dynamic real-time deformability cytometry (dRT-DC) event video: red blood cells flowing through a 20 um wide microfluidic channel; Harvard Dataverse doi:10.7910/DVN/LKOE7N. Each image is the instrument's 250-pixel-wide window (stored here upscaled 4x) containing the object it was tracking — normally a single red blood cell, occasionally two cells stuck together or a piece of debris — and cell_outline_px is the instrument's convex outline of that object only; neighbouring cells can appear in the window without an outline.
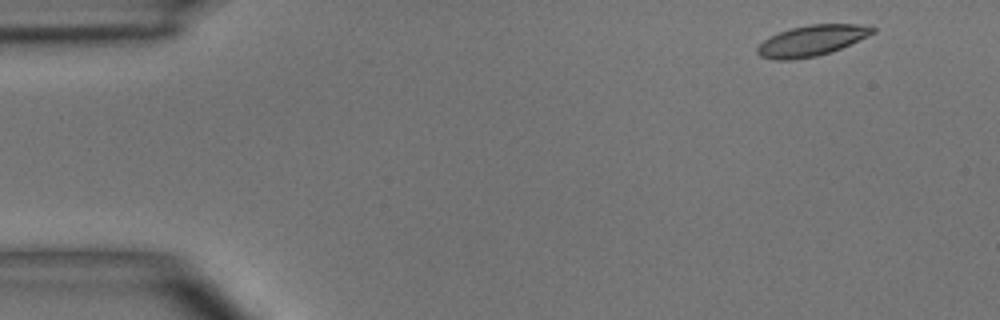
{"species": "common noctule bat (a hibernating species)", "species_latin": "Nyctalus noctula", "temperature_condition": "room temperature", "stored_images_in_passage": 3, "camera_frame_rate_fps": 3000, "um_per_image_px": 0.085, "animal": {"sex": "male", "body_mass_g": 15.6}, "frame": {"image": 1, "passage_image": 1, "time_ms": 0.0, "image_size_px": [1000, 320], "cell_outline_px": [[876, 32], [868, 36], [832, 52], [816, 56], [792, 60], [776, 60], [760, 56], [756, 52], [756, 48], [764, 40], [780, 32], [792, 28], [808, 24], [856, 24], [876, 28]], "centroid_in_image_um": [69.0, 3.46], "position_along_channel_um": 16.0, "area_um2": 20.52}}
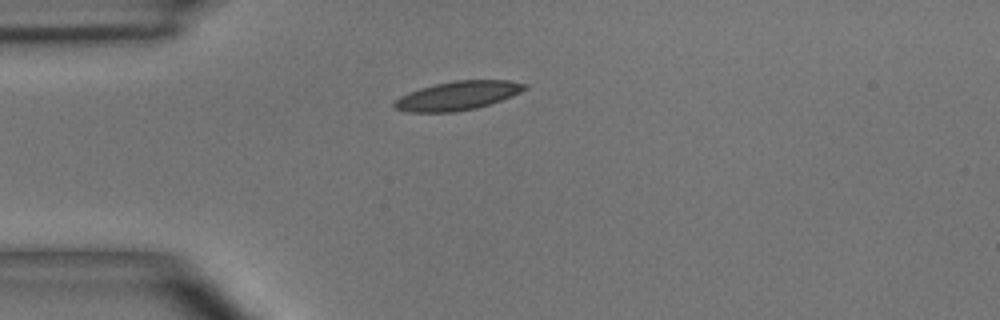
{"frame": {"image": 2, "passage_image": 3, "time_ms": 3.0, "image_size_px": [1000, 320], "cell_outline_px": [[528, 88], [512, 96], [476, 108], [452, 112], [408, 112], [392, 108], [392, 104], [400, 96], [408, 92], [420, 88], [436, 84], [456, 80], [508, 80], [528, 84]], "centroid_in_image_um": [38.88, 8.13], "position_along_channel_um": 46.1, "area_um2": 21.85}}